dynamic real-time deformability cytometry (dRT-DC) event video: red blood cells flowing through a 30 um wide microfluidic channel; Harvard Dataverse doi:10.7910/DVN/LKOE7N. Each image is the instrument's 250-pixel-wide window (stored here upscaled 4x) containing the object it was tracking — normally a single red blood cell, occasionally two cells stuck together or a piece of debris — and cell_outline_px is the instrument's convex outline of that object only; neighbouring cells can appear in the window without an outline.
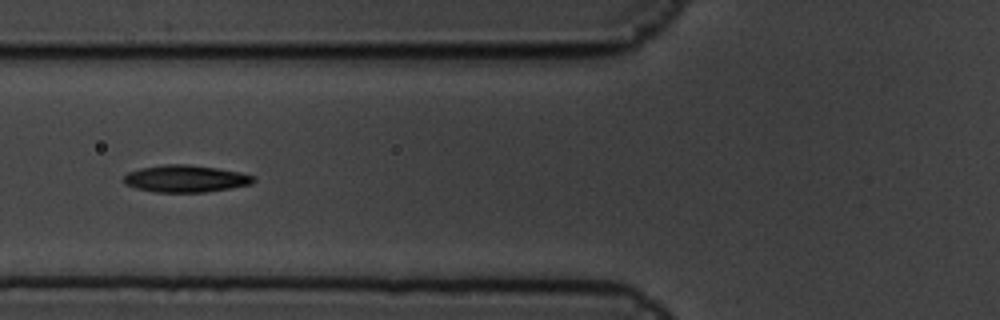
{"species": "common noctule bat (a hibernating species)", "species_latin": "Nyctalus noctula", "temperature_condition": "cold", "stored_images_in_passage": 9, "camera_frame_rate_fps": 3000, "um_per_image_px": 0.085, "animal": {"sex": "male", "body_mass_g": 19.5, "forearm_length_mm": 54.6}, "frame": {"image": 1, "passage_image": 6, "time_ms": 1.667, "image_size_px": [1000, 320], "cell_outline_px": [[256, 180], [252, 184], [232, 188], [204, 192], [156, 192], [136, 188], [124, 184], [124, 176], [128, 172], [140, 168], [164, 164], [188, 164], [216, 168], [240, 172], [256, 176]], "centroid_in_image_um": [15.8, 15.18], "position_along_channel_um": 110.0, "area_um2": 20.58}}
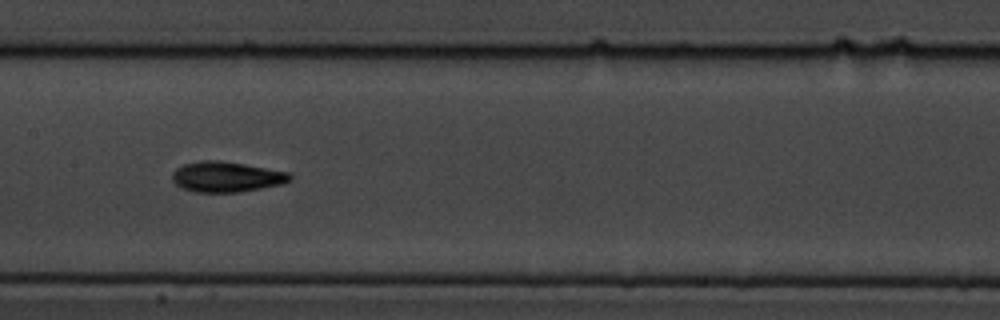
{"frame": {"image": 2, "passage_image": 8, "time_ms": 2.333, "image_size_px": [1000, 320], "cell_outline_px": [[292, 176], [288, 180], [280, 184], [240, 192], [192, 192], [180, 188], [172, 180], [172, 172], [176, 168], [184, 164], [200, 160], [220, 160], [244, 164], [288, 172]], "centroid_in_image_um": [19.17, 15.03], "position_along_channel_um": 188.2, "area_um2": 20.81}}
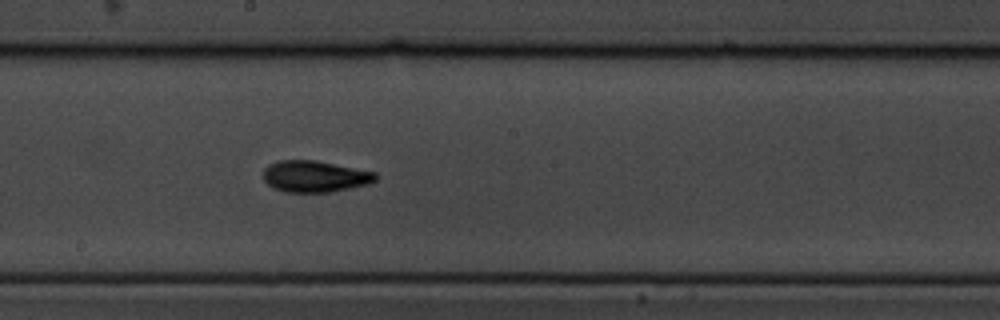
{"frame": {"image": 3, "passage_image": 9, "time_ms": 2.667, "image_size_px": [1000, 320], "cell_outline_px": [[376, 180], [368, 184], [328, 192], [284, 192], [272, 188], [264, 180], [264, 168], [268, 164], [280, 160], [316, 160], [376, 172]], "centroid_in_image_um": [26.73, 14.99], "position_along_channel_um": 221.5, "area_um2": 20.58}}